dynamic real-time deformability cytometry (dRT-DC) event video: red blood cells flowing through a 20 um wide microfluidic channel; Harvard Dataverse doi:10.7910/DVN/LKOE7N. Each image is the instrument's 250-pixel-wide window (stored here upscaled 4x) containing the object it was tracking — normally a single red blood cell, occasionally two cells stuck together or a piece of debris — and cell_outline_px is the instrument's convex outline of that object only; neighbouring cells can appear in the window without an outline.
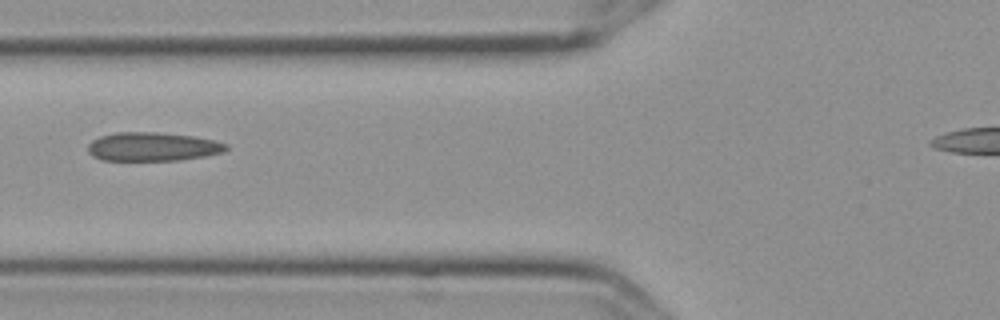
{"species": "Egyptian fruit bat (a non-hibernating species)", "species_latin": "Rousettus aegyptiacus", "temperature_condition": "cold", "stored_images_in_passage": 6, "camera_frame_rate_fps": 3000, "um_per_image_px": 0.085, "frame": {"image": 1, "passage_image": 2, "time_ms": 0.333, "image_size_px": [1000, 320], "cell_outline_px": [[228, 148], [224, 152], [204, 156], [180, 160], [100, 160], [92, 156], [88, 152], [88, 144], [92, 140], [100, 136], [116, 132], [156, 132], [196, 136], [216, 140], [228, 144]], "centroid_in_image_um": [12.98, 12.46], "position_along_channel_um": 112.8, "area_um2": 23.35}}
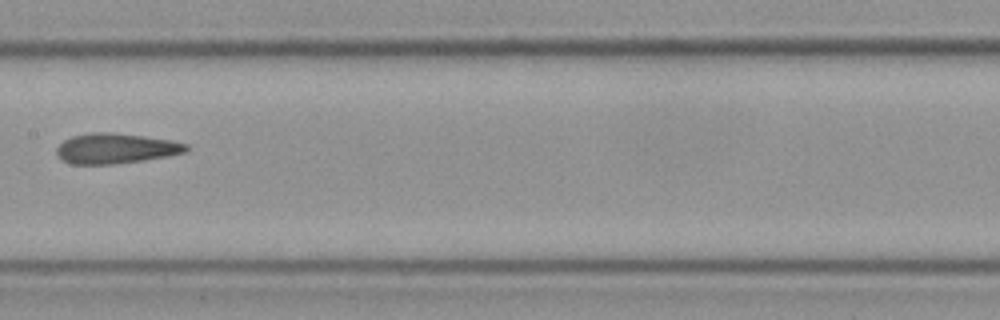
{"frame": {"image": 2, "passage_image": 4, "time_ms": 1.0, "image_size_px": [1000, 320], "cell_outline_px": [[188, 148], [184, 152], [168, 156], [144, 160], [112, 164], [72, 164], [64, 160], [56, 152], [56, 148], [64, 140], [72, 136], [92, 132], [112, 132], [144, 136], [172, 140], [188, 144]], "centroid_in_image_um": [9.85, 12.61], "position_along_channel_um": 197.6, "area_um2": 22.72}}
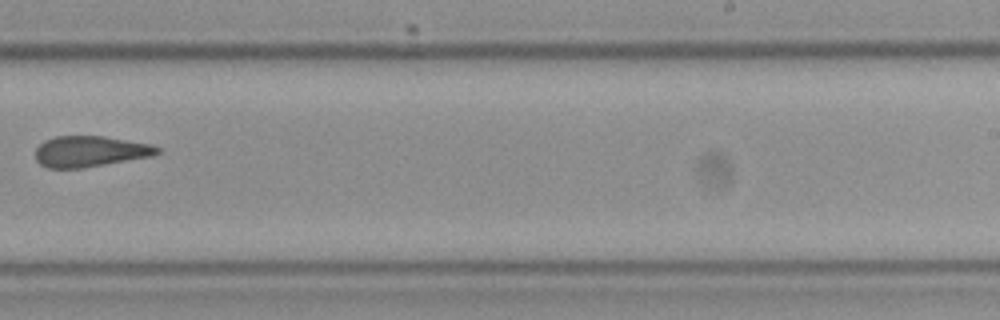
{"frame": {"image": 3, "passage_image": 6, "time_ms": 1.667, "image_size_px": [1000, 320], "cell_outline_px": [[160, 152], [152, 156], [80, 168], [48, 168], [40, 164], [36, 160], [36, 148], [44, 140], [56, 136], [104, 136], [148, 144], [160, 148]], "centroid_in_image_um": [7.62, 12.86], "position_along_channel_um": 281.4, "area_um2": 21.68}}